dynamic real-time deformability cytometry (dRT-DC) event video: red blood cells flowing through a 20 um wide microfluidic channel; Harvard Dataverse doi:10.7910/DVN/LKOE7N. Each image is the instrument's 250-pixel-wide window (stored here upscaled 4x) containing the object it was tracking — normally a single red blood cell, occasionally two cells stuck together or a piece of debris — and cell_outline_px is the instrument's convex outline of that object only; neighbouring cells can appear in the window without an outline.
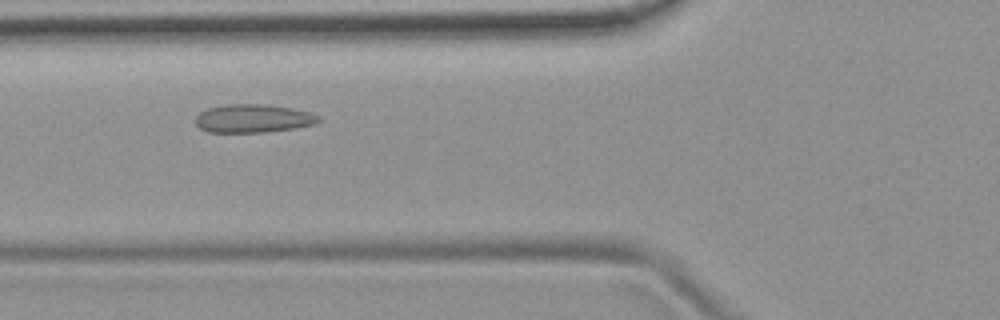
{"species": "common noctule bat (a hibernating species)", "species_latin": "Nyctalus noctula", "temperature_condition": "room temperature", "stored_images_in_passage": 47, "camera_frame_rate_fps": 3000, "um_per_image_px": 0.085, "animal": {"sex": "female", "body_mass_g": 19.9}, "frame": {"image": 1, "passage_image": 13, "time_ms": 4.0, "image_size_px": [1000, 320], "cell_outline_px": [[320, 120], [312, 124], [292, 128], [264, 132], [208, 132], [200, 128], [196, 124], [196, 116], [200, 112], [208, 108], [228, 104], [264, 104], [288, 108], [308, 112], [320, 116]], "centroid_in_image_um": [21.46, 10.07], "position_along_channel_um": 104.3, "area_um2": 19.94}}
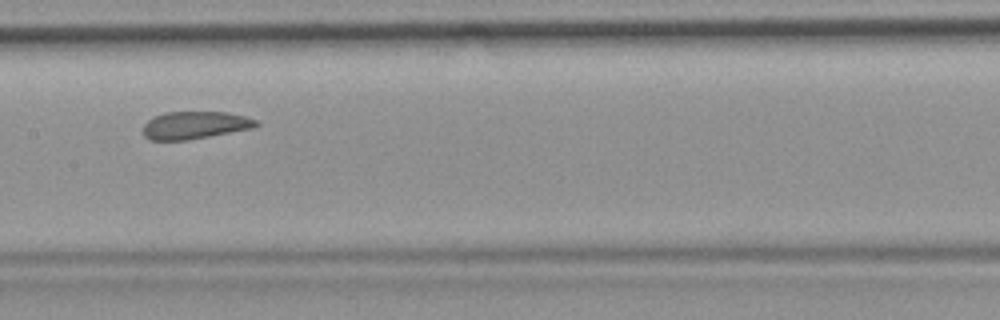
{"frame": {"image": 2, "passage_image": 20, "time_ms": 6.333, "image_size_px": [1000, 320], "cell_outline_px": [[260, 124], [252, 128], [188, 140], [148, 140], [144, 136], [144, 124], [152, 116], [164, 112], [228, 112], [244, 116], [256, 120]], "centroid_in_image_um": [16.53, 10.63], "position_along_channel_um": 190.9, "area_um2": 18.15}}
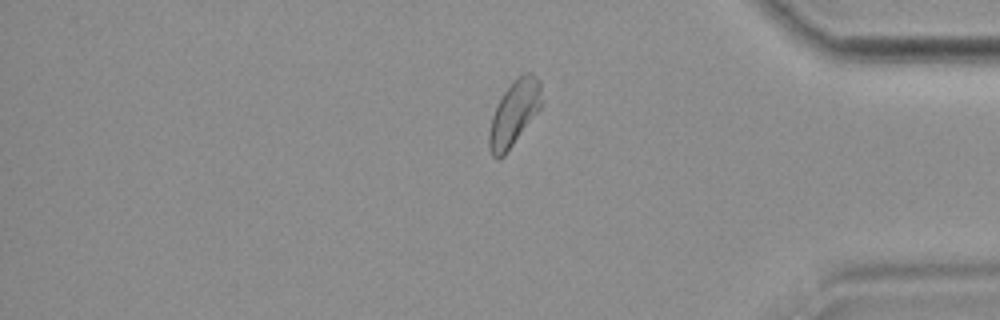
{"frame": {"image": 3, "passage_image": 38, "time_ms": 12.333, "image_size_px": [1000, 320], "cell_outline_px": [[540, 108], [504, 156], [492, 156], [488, 144], [488, 132], [492, 116], [496, 104], [504, 92], [524, 72], [532, 72], [540, 80]], "centroid_in_image_um": [43.67, 9.62], "position_along_channel_um": 391.5, "area_um2": 19.36}, "authors_computed_cell_mechanics": {"area_um2": 19.5942, "velocity_mm_per_s": 3.7168, "shape_relaxation_time_tau1_ms": 8.6124, "shape_relaxation_time_tau2_ms": 1.8443, "deformation_change_tau1": 0.1135, "deformation_change_tau2": 0.0676}}